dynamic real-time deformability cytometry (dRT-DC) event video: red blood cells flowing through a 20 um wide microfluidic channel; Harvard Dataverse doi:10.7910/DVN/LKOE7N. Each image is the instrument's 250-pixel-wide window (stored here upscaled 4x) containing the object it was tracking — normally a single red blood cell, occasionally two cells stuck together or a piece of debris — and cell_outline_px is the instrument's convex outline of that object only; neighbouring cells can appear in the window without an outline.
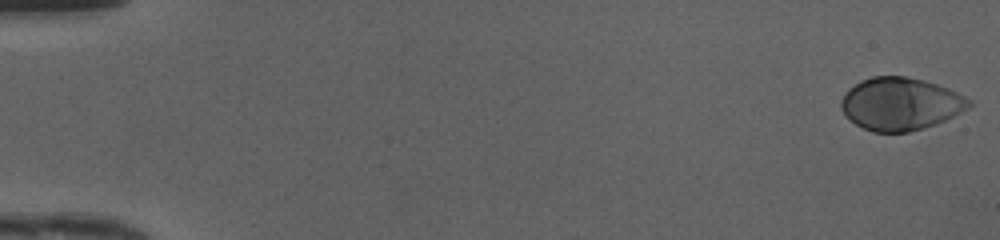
{"species": "human", "species_latin": "Homo sapiens", "temperature_condition": "cold", "stored_images_in_passage": 49, "camera_frame_rate_fps": 3000, "um_per_image_px": 0.085, "donor": {"sex": "female"}, "frame": {"image": 1, "passage_image": 1, "time_ms": 0.0, "image_size_px": [1000, 240], "cell_outline_px": [[972, 104], [968, 108], [936, 124], [924, 128], [908, 132], [872, 132], [856, 124], [840, 108], [840, 100], [848, 88], [860, 80], [872, 76], [904, 76], [924, 80], [948, 88], [972, 100]], "centroid_in_image_um": [76.52, 8.82], "position_along_channel_um": 8.5, "area_um2": 39.19}}
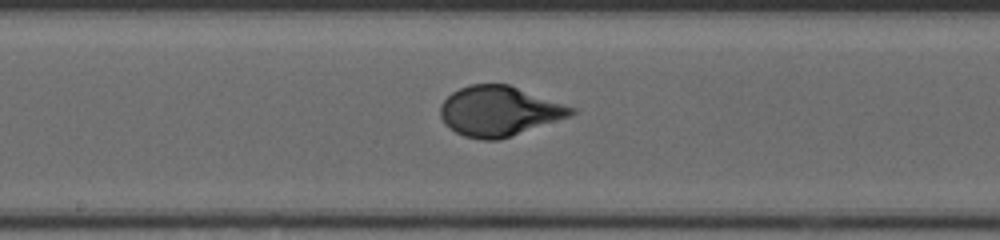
{"frame": {"image": 2, "passage_image": 27, "time_ms": 8.667, "image_size_px": [1000, 240], "cell_outline_px": [[576, 112], [568, 116], [500, 140], [480, 140], [464, 136], [456, 132], [444, 124], [440, 116], [440, 104], [452, 92], [468, 84], [508, 84], [576, 108]], "centroid_in_image_um": [42.37, 9.44], "position_along_channel_um": 205.8, "area_um2": 37.86}}
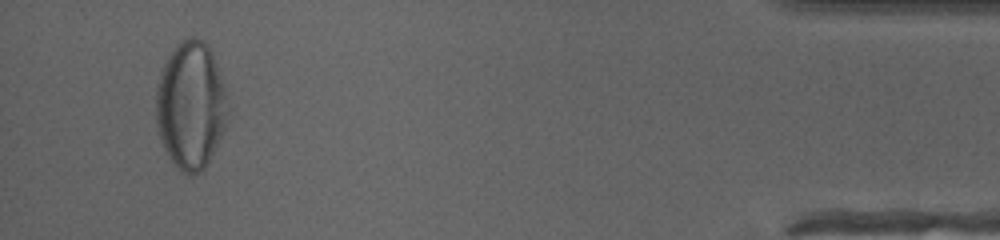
{"frame": {"image": 3, "passage_image": 47, "time_ms": 15.333, "image_size_px": [1000, 240], "cell_outline_px": [[232, 108], [224, 128], [204, 168], [200, 172], [192, 176], [188, 176], [176, 168], [168, 156], [160, 140], [156, 124], [156, 84], [160, 72], [168, 56], [176, 44], [180, 40], [192, 36], [196, 36], [204, 40], [208, 44], [212, 52]], "centroid_in_image_um": [16.22, 8.94], "position_along_channel_um": 419.0, "area_um2": 54.16}}